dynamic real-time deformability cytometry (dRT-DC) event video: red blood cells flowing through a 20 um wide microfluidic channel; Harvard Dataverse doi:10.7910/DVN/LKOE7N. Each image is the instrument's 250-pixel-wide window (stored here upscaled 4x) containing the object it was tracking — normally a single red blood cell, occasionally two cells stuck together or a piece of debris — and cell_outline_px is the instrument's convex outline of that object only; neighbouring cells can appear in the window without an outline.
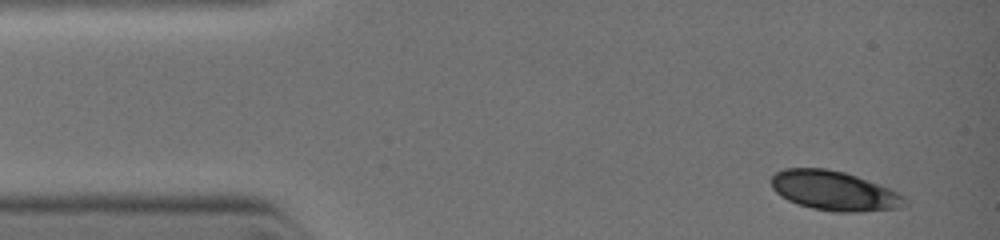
{"species": "common noctule bat (a hibernating species)", "species_latin": "Nyctalus noctula", "temperature_condition": "warm", "stored_images_in_passage": 45, "camera_frame_rate_fps": 3000, "um_per_image_px": 0.085, "animal": {"sex": "female", "body_mass_g": 19.0, "forearm_length_mm": 51.5}, "frame": {"image": 1, "passage_image": 1, "time_ms": 0.0, "image_size_px": [1000, 240], "cell_outline_px": [[908, 204], [900, 208], [864, 212], [832, 212], [812, 208], [796, 204], [780, 196], [772, 188], [772, 176], [776, 172], [784, 168], [824, 168], [844, 172], [856, 176], [888, 188], [904, 196], [908, 200]], "centroid_in_image_um": [70.91, 16.23], "position_along_channel_um": 14.1, "area_um2": 30.87}}